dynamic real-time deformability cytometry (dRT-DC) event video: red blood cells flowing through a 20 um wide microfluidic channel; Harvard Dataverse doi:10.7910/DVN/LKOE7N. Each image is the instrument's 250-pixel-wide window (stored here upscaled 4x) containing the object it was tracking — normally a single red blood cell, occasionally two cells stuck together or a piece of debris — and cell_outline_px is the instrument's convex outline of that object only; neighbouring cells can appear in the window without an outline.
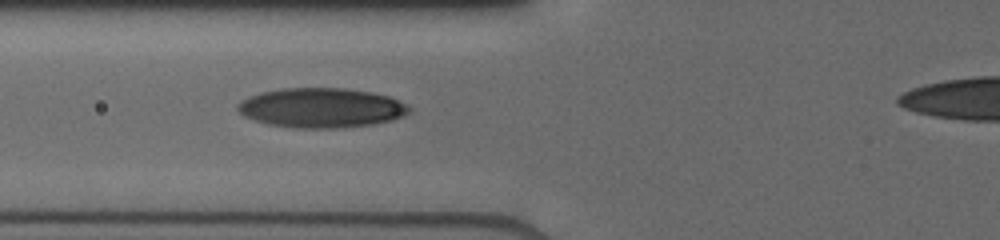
{"species": "human", "species_latin": "Homo sapiens", "temperature_condition": "cold", "stored_images_in_passage": 3, "segment_of_instrument_passage": [1, 2], "camera_frame_rate_fps": 3000, "um_per_image_px": 0.085, "donor": {"sex": "male"}, "frame": {"image": 1, "passage_image": 2, "time_ms": 1.0, "image_size_px": [1000, 240], "cell_outline_px": [[412, 108], [404, 116], [392, 120], [372, 124], [336, 128], [292, 128], [268, 124], [244, 116], [236, 108], [236, 104], [240, 100], [248, 96], [260, 92], [284, 88], [344, 88], [372, 92], [388, 96], [408, 104]], "centroid_in_image_um": [27.3, 9.16], "position_along_channel_um": 98.5, "area_um2": 39.82}}